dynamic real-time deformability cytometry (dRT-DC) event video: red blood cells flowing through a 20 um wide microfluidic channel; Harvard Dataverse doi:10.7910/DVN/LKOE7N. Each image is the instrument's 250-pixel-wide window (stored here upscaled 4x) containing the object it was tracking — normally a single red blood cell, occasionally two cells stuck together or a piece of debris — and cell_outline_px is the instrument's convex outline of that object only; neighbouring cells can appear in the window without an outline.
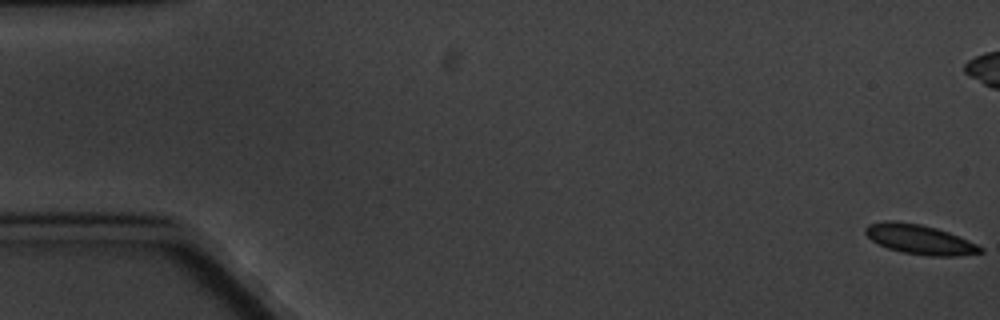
{"species": "common noctule bat (a hibernating species)", "species_latin": "Nyctalus noctula", "temperature_condition": "cold", "stored_images_in_passage": 10, "camera_frame_rate_fps": 3000, "um_per_image_px": 0.085, "animal": {"sex": "male", "body_mass_g": 20.1, "forearm_length_mm": 53.5}, "frame": {"image": 1, "passage_image": 1, "time_ms": 0.0, "image_size_px": [1000, 320], "cell_outline_px": [[984, 252], [960, 256], [928, 256], [904, 252], [888, 248], [872, 240], [864, 232], [864, 228], [868, 224], [884, 220], [896, 220], [920, 224], [936, 228], [948, 232], [968, 240], [984, 248]], "centroid_in_image_um": [78.17, 20.34], "position_along_channel_um": 6.8, "area_um2": 19.88}}
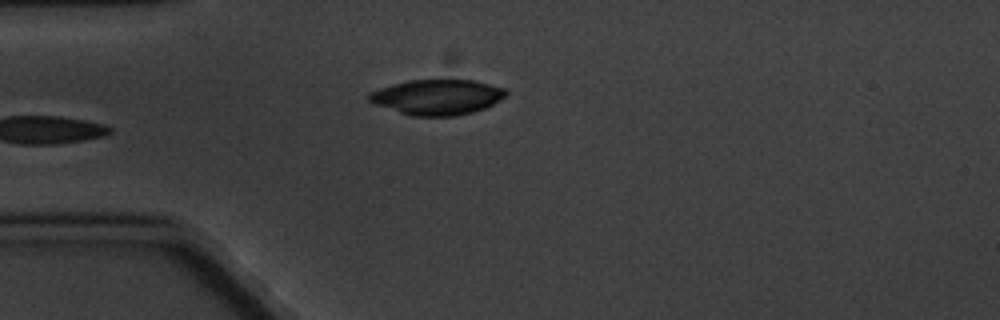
{"frame": {"image": 2, "passage_image": 6, "time_ms": 6.667, "image_size_px": [1000, 320], "cell_outline_px": [[508, 92], [500, 100], [484, 108], [472, 112], [456, 116], [412, 116], [376, 104], [368, 100], [368, 96], [372, 92], [380, 88], [392, 84], [408, 80], [472, 80], [504, 88]], "centroid_in_image_um": [37.17, 8.25], "position_along_channel_um": 47.8, "area_um2": 27.8}}